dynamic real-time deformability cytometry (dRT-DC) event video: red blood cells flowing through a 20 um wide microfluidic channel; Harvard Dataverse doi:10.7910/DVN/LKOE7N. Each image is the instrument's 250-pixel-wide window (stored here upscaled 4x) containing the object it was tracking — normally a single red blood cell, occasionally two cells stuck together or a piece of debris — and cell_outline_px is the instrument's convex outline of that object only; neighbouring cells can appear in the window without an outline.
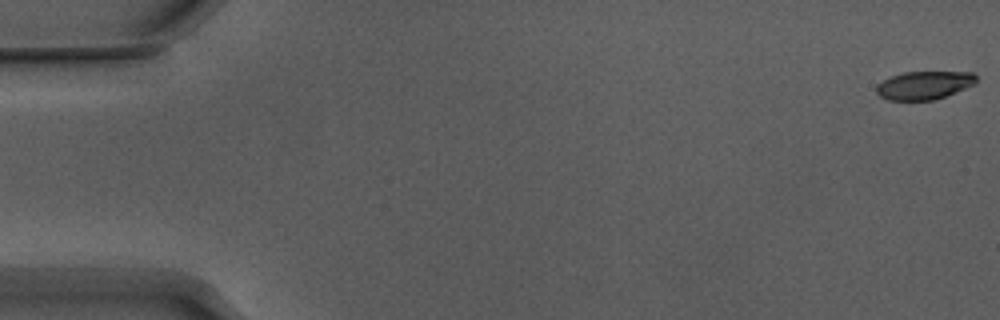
{"species": "Egyptian fruit bat (a non-hibernating species)", "species_latin": "Rousettus aegyptiacus", "temperature_condition": "warm", "stored_images_in_passage": 55, "camera_frame_rate_fps": 3000, "um_per_image_px": 0.085, "animal": {"sex": "male"}, "frame": {"image": 1, "passage_image": 1, "time_ms": 0.0, "image_size_px": [1000, 320], "cell_outline_px": [[976, 84], [944, 96], [932, 100], [888, 100], [880, 96], [876, 92], [876, 88], [884, 80], [892, 76], [904, 72], [972, 72], [976, 76]], "centroid_in_image_um": [78.57, 7.24], "position_along_channel_um": 6.4, "area_um2": 16.18}}
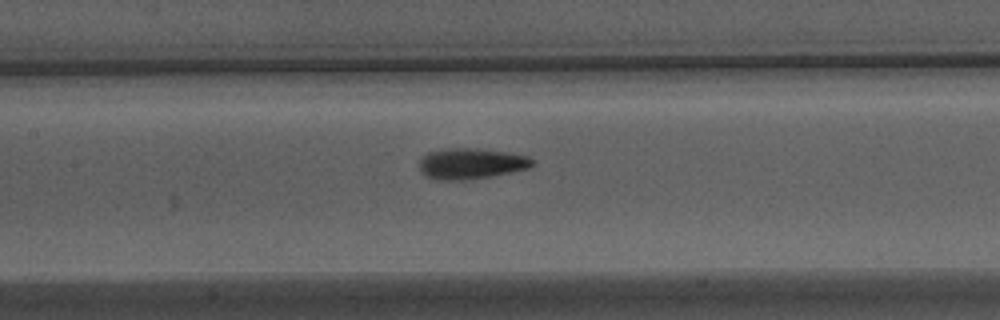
{"frame": {"image": 2, "passage_image": 26, "time_ms": 8.333, "image_size_px": [1000, 320], "cell_outline_px": [[536, 164], [528, 168], [488, 176], [464, 180], [436, 180], [420, 172], [420, 160], [428, 152], [440, 148], [476, 148], [504, 152], [528, 156]], "centroid_in_image_um": [40.0, 13.89], "position_along_channel_um": 167.4, "area_um2": 20.11}}
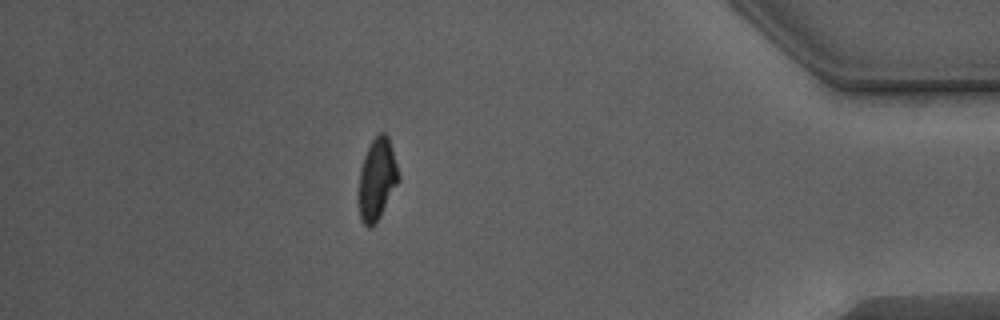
{"frame": {"image": 3, "passage_image": 48, "time_ms": 15.667, "image_size_px": [1000, 320], "cell_outline_px": [[400, 180], [376, 224], [372, 228], [368, 228], [360, 220], [360, 168], [364, 156], [372, 140], [380, 132], [384, 132], [388, 136], [392, 148], [400, 176]], "centroid_in_image_um": [32.07, 15.25], "position_along_channel_um": 403.1, "area_um2": 18.84}, "authors_computed_cell_mechanics": {"area_um2": 18.9006, "velocity_mm_per_s": 3.8456, "shape_relaxation_time_tau1_ms": 4.0342, "shape_relaxation_time_tau2_ms": 1.6118, "deformation_change_tau1": 0.1737, "deformation_change_tau2": 0.0835}}